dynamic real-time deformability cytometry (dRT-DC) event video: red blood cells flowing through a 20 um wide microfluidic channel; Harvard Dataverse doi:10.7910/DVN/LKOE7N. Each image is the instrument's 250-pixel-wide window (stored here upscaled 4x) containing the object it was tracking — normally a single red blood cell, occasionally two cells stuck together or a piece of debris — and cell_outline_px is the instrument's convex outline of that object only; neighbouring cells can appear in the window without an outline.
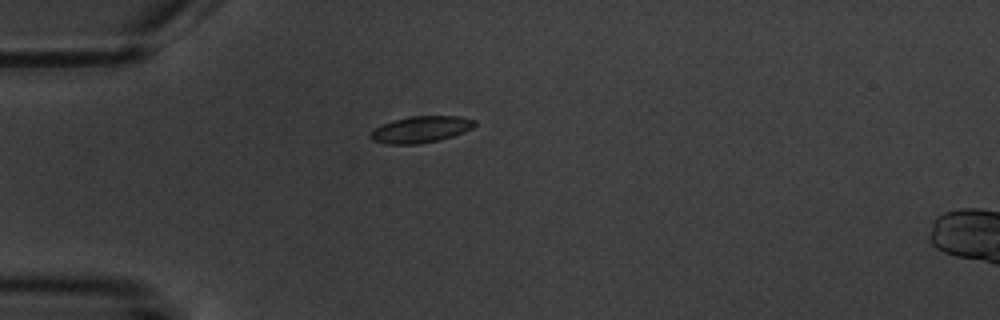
{"species": "common noctule bat (a hibernating species)", "species_latin": "Nyctalus noctula", "temperature_condition": "warm", "stored_images_in_passage": 1, "camera_frame_rate_fps": 3000, "um_per_image_px": 0.085, "animal": {"sex": "male", "body_mass_g": 20.1, "forearm_length_mm": 53.5}, "frame": {"image": 1, "passage_image": 1, "time_ms": 0.0, "image_size_px": [1000, 320], "cell_outline_px": [[476, 124], [472, 128], [464, 132], [440, 140], [416, 144], [384, 144], [372, 140], [368, 136], [376, 128], [392, 120], [412, 116], [460, 116], [476, 120]], "centroid_in_image_um": [35.78, 11.0], "position_along_channel_um": 49.2, "area_um2": 16.07}}